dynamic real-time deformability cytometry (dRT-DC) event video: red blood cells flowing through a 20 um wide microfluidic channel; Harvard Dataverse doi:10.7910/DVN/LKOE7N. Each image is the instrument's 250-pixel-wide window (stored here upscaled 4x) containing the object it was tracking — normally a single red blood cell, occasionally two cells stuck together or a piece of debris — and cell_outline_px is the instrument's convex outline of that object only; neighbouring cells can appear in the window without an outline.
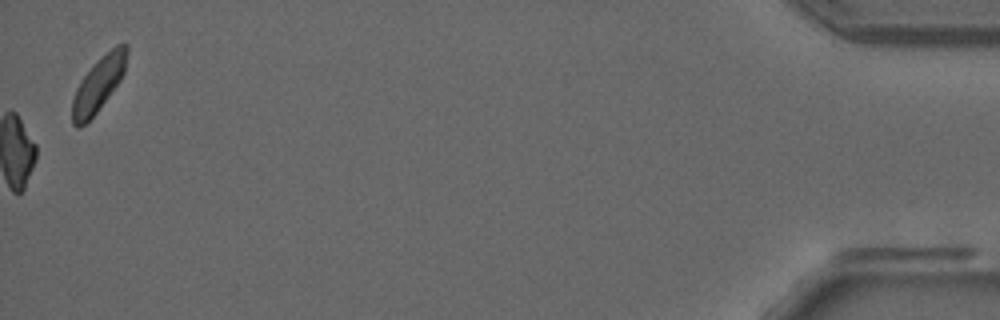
{"species": "common noctule bat (a hibernating species)", "species_latin": "Nyctalus noctula", "temperature_condition": "room temperature", "stored_images_in_passage": 54, "camera_frame_rate_fps": 3000, "um_per_image_px": 0.085, "animal": {"sex": "male", "forearm_length_mm": 52.5}, "frame": {"image": 1, "passage_image": 54, "time_ms": 17.667, "image_size_px": [1000, 320], "cell_outline_px": [[128, 52], [124, 72], [120, 80], [96, 112], [80, 128], [76, 128], [72, 124], [72, 100], [76, 88], [84, 76], [96, 60], [116, 44], [128, 44]], "centroid_in_image_um": [8.37, 7.14], "position_along_channel_um": 426.8, "area_um2": 17.17}, "authors_computed_cell_mechanics": {"area_um2": 17.7446, "velocity_mm_per_s": 3.8887, "shape_relaxation_time_tau1_ms": null, "shape_relaxation_time_tau2_ms": 7.4435, "deformation_change_tau1": null, "deformation_change_tau2": 0.1571}}